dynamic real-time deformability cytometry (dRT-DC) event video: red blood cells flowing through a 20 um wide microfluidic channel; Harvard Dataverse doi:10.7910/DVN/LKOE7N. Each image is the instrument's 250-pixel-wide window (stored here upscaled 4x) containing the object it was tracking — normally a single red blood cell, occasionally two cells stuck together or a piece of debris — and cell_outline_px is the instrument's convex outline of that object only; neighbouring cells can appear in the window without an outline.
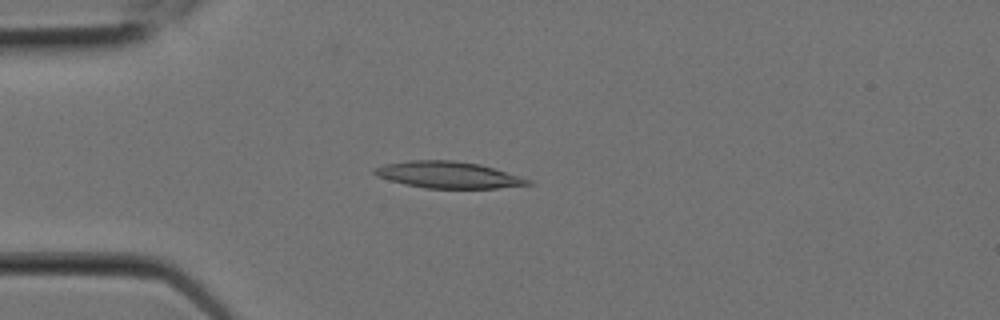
{"species": "Egyptian fruit bat (a non-hibernating species)", "species_latin": "Rousettus aegyptiacus", "temperature_condition": "room temperature", "stored_images_in_passage": 7, "camera_frame_rate_fps": 3000, "um_per_image_px": 0.085, "animal": {"sex": "female"}, "frame": {"image": 1, "passage_image": 4, "time_ms": 1.0, "image_size_px": [1000, 320], "cell_outline_px": [[536, 184], [496, 188], [424, 188], [404, 184], [376, 176], [372, 172], [372, 168], [384, 164], [408, 160], [452, 160], [480, 164], [520, 176], [532, 180]], "centroid_in_image_um": [38.09, 14.86], "position_along_channel_um": 46.9, "area_um2": 23.93}}
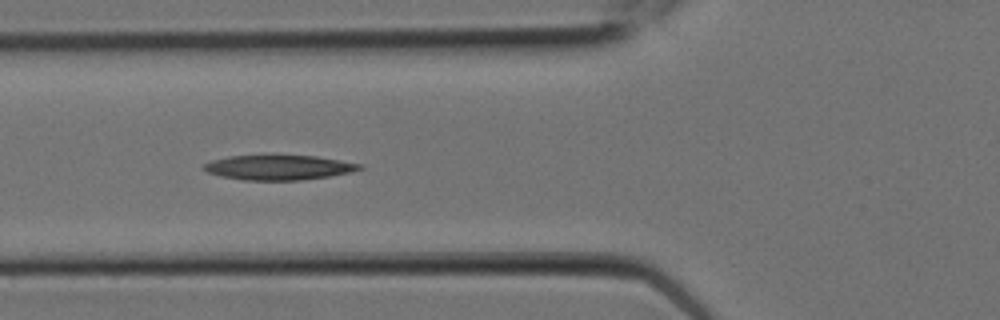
{"frame": {"image": 2, "passage_image": 6, "time_ms": 1.667, "image_size_px": [1000, 320], "cell_outline_px": [[364, 168], [348, 172], [328, 176], [300, 180], [244, 180], [220, 176], [208, 172], [200, 168], [204, 164], [212, 160], [228, 156], [316, 156], [364, 164]], "centroid_in_image_um": [23.67, 14.23], "position_along_channel_um": 102.1, "area_um2": 22.31}}
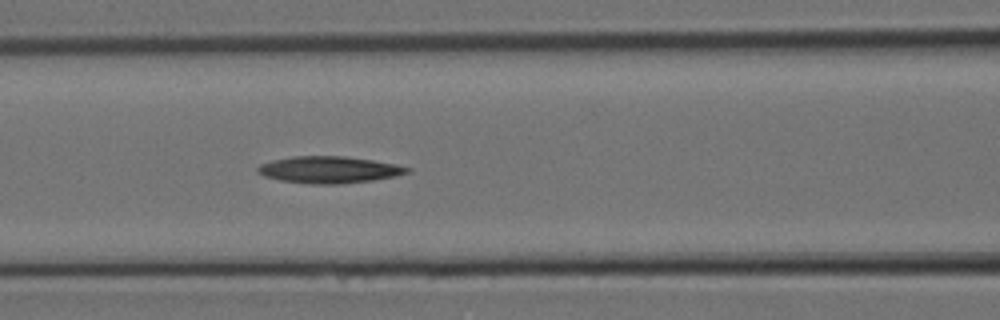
{"frame": {"image": 3, "passage_image": 7, "time_ms": 2.0, "image_size_px": [1000, 320], "cell_outline_px": [[412, 172], [372, 180], [340, 184], [316, 184], [280, 180], [264, 176], [256, 172], [256, 168], [260, 164], [272, 160], [292, 156], [344, 156], [372, 160], [396, 164], [412, 168]], "centroid_in_image_um": [27.96, 14.42], "position_along_channel_um": 138.6, "area_um2": 23.29}}